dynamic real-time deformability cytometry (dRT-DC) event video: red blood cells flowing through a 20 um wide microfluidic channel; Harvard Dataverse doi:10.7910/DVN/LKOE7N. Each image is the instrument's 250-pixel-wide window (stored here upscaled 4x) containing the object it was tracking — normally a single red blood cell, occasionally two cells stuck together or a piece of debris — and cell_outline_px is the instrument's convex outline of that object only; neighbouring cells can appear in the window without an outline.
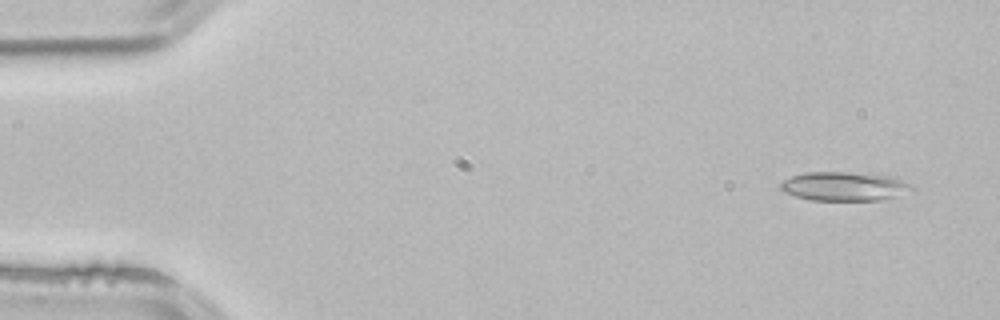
{"species": "common noctule bat (a hibernating species)", "species_latin": "Nyctalus noctula", "temperature_condition": "room temperature", "stored_images_in_passage": 3, "camera_frame_rate_fps": 3000, "um_per_image_px": 0.085, "animal": {"sex": "male", "body_mass_g": 21.5, "forearm_length_mm": 52.0}, "frame": {"image": 1, "passage_image": 1, "time_ms": 0.0, "image_size_px": [1000, 320], "cell_outline_px": [[916, 192], [880, 200], [812, 200], [796, 196], [784, 192], [780, 188], [780, 184], [784, 180], [792, 176], [804, 172], [848, 172], [888, 176], [912, 184], [916, 188]], "centroid_in_image_um": [71.83, 15.84], "position_along_channel_um": 13.2, "area_um2": 22.25}}
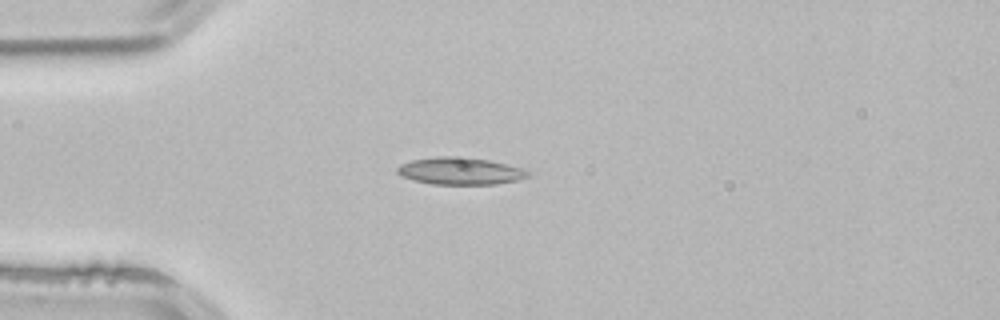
{"frame": {"image": 2, "passage_image": 3, "time_ms": 0.667, "image_size_px": [1000, 320], "cell_outline_px": [[532, 176], [516, 180], [496, 184], [432, 184], [412, 180], [400, 176], [396, 172], [396, 168], [400, 164], [412, 160], [436, 156], [468, 156], [488, 160], [520, 168], [532, 172]], "centroid_in_image_um": [39.09, 14.53], "position_along_channel_um": 45.9, "area_um2": 20.92}}